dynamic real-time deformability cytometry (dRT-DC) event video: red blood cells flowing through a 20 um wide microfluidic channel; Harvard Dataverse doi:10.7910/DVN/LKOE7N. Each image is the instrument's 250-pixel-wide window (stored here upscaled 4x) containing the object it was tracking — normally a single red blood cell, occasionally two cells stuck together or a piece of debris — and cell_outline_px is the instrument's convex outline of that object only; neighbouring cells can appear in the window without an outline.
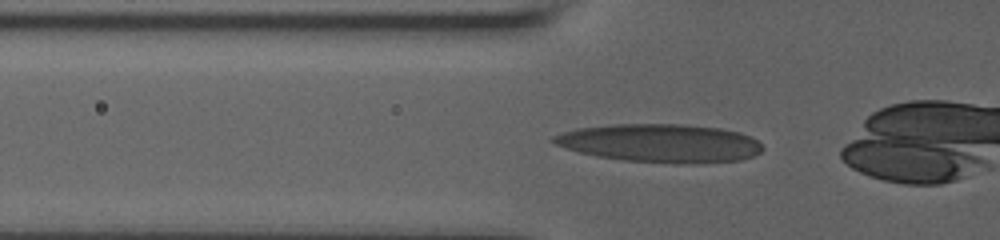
{"species": "human", "species_latin": "Homo sapiens", "temperature_condition": "room temperature", "stored_images_in_passage": 42, "camera_frame_rate_fps": 3000, "um_per_image_px": 0.085, "donor": {"sex": "male"}, "frame": {"image": 1, "passage_image": 15, "time_ms": 4.667, "image_size_px": [1000, 240], "cell_outline_px": [[764, 148], [760, 152], [752, 156], [740, 160], [704, 164], [688, 164], [624, 160], [596, 156], [580, 152], [556, 144], [548, 140], [552, 136], [576, 128], [616, 124], [680, 124], [720, 128], [740, 132], [756, 140]], "centroid_in_image_um": [56.14, 12.17], "position_along_channel_um": 69.7, "area_um2": 46.7}}
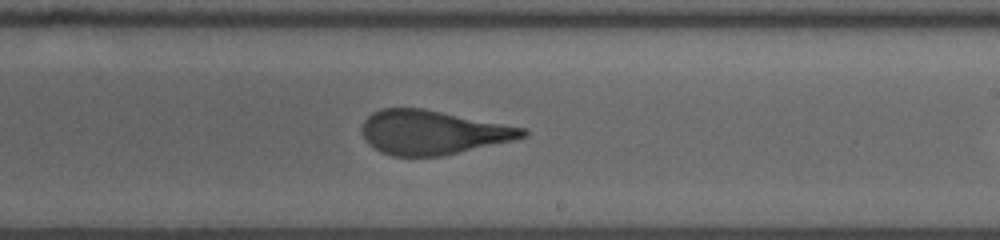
{"frame": {"image": 2, "passage_image": 30, "time_ms": 9.667, "image_size_px": [1000, 240], "cell_outline_px": [[528, 136], [512, 140], [444, 156], [392, 156], [380, 152], [368, 144], [364, 136], [364, 120], [372, 112], [380, 108], [424, 108], [528, 128]], "centroid_in_image_um": [36.81, 11.25], "position_along_channel_um": 252.2, "area_um2": 41.44}}
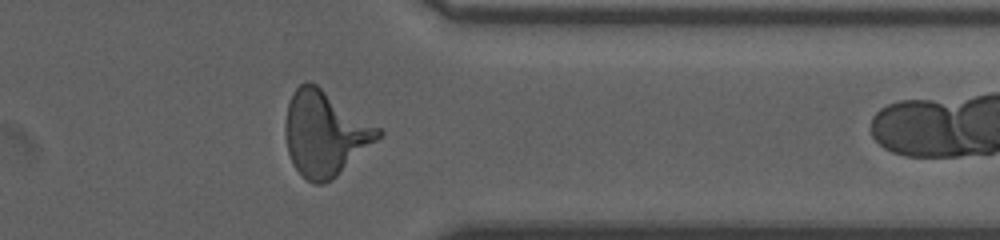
{"frame": {"image": 3, "passage_image": 41, "time_ms": 13.333, "image_size_px": [1000, 240], "cell_outline_px": [[384, 132], [376, 140], [332, 180], [324, 184], [312, 184], [292, 164], [288, 152], [284, 132], [284, 120], [288, 104], [292, 92], [300, 84], [308, 80], [316, 84], [380, 128]], "centroid_in_image_um": [27.57, 11.33], "position_along_channel_um": 383.8, "area_um2": 45.6}}